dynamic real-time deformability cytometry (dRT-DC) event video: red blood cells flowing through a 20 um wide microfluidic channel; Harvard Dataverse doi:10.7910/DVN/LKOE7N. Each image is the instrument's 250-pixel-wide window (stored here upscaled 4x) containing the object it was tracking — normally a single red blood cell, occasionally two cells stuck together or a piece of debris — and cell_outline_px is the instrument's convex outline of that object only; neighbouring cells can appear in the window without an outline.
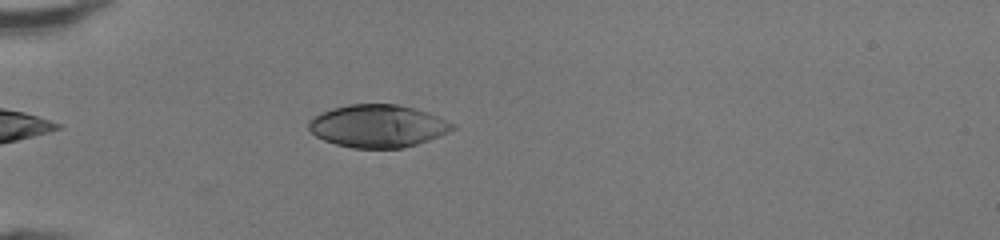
{"species": "human", "species_latin": "Homo sapiens", "temperature_condition": "room temperature", "stored_images_in_passage": 38, "camera_frame_rate_fps": 3000, "um_per_image_px": 0.085, "donor": {"sex": "female"}, "frame": {"image": 1, "passage_image": 5, "time_ms": 1.333, "image_size_px": [1000, 240], "cell_outline_px": [[456, 128], [440, 136], [416, 144], [400, 148], [352, 148], [336, 144], [324, 140], [316, 136], [308, 128], [308, 120], [332, 108], [348, 104], [396, 104], [428, 112], [456, 124]], "centroid_in_image_um": [32.12, 10.71], "position_along_channel_um": 52.9, "area_um2": 35.6}}
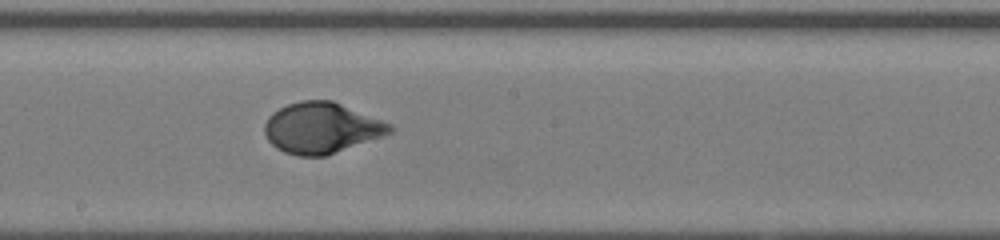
{"frame": {"image": 2, "passage_image": 18, "time_ms": 5.667, "image_size_px": [1000, 240], "cell_outline_px": [[396, 128], [392, 132], [324, 156], [296, 156], [284, 152], [276, 148], [268, 140], [264, 132], [264, 124], [268, 116], [272, 112], [288, 104], [300, 100], [332, 100], [392, 124]], "centroid_in_image_um": [27.29, 10.86], "position_along_channel_um": 220.9, "area_um2": 36.93}}
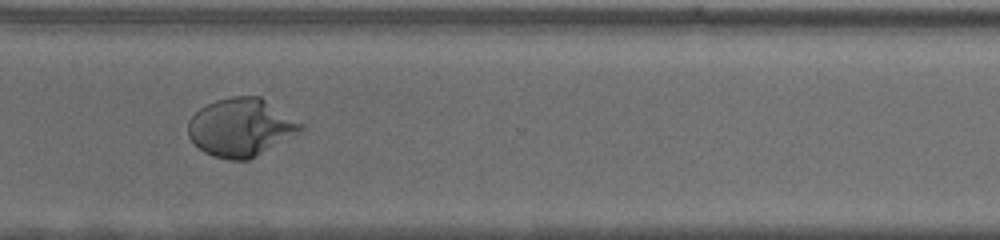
{"frame": {"image": 3, "passage_image": 27, "time_ms": 8.667, "image_size_px": [1000, 240], "cell_outline_px": [[304, 128], [248, 160], [228, 160], [212, 156], [204, 152], [188, 136], [188, 120], [200, 108], [216, 100], [232, 96], [260, 96], [304, 124]], "centroid_in_image_um": [20.44, 10.81], "position_along_channel_um": 350.2, "area_um2": 37.57}, "authors_computed_cell_mechanics": {"area_um2": 37.281, "velocity_mm_per_s": 4.319, "shape_relaxation_time_tau1_ms": 3.8255, "shape_relaxation_time_tau2_ms": null, "deformation_change_tau1": 0.2181, "deformation_change_tau2": null}}